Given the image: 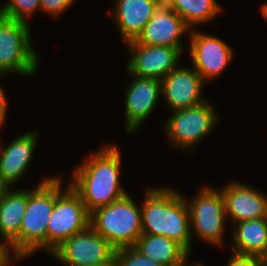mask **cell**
Masks as SVG:
<instances>
[{
  "label": "cell",
  "mask_w": 267,
  "mask_h": 266,
  "mask_svg": "<svg viewBox=\"0 0 267 266\" xmlns=\"http://www.w3.org/2000/svg\"><path fill=\"white\" fill-rule=\"evenodd\" d=\"M120 165V152L115 146H109L75 168L70 187L80 196L89 213L127 195L119 184Z\"/></svg>",
  "instance_id": "obj_1"
},
{
  "label": "cell",
  "mask_w": 267,
  "mask_h": 266,
  "mask_svg": "<svg viewBox=\"0 0 267 266\" xmlns=\"http://www.w3.org/2000/svg\"><path fill=\"white\" fill-rule=\"evenodd\" d=\"M141 214L142 234L163 235L190 251V212L181 194L164 187L147 189Z\"/></svg>",
  "instance_id": "obj_2"
},
{
  "label": "cell",
  "mask_w": 267,
  "mask_h": 266,
  "mask_svg": "<svg viewBox=\"0 0 267 266\" xmlns=\"http://www.w3.org/2000/svg\"><path fill=\"white\" fill-rule=\"evenodd\" d=\"M60 177L43 178L33 191L27 190V208L19 237L9 246L16 260L38 249L47 250V228L55 199L62 193Z\"/></svg>",
  "instance_id": "obj_3"
},
{
  "label": "cell",
  "mask_w": 267,
  "mask_h": 266,
  "mask_svg": "<svg viewBox=\"0 0 267 266\" xmlns=\"http://www.w3.org/2000/svg\"><path fill=\"white\" fill-rule=\"evenodd\" d=\"M130 196L90 213V226L116 250L134 246L142 235L141 209Z\"/></svg>",
  "instance_id": "obj_4"
},
{
  "label": "cell",
  "mask_w": 267,
  "mask_h": 266,
  "mask_svg": "<svg viewBox=\"0 0 267 266\" xmlns=\"http://www.w3.org/2000/svg\"><path fill=\"white\" fill-rule=\"evenodd\" d=\"M29 25L0 15V72L32 76L38 54L32 49Z\"/></svg>",
  "instance_id": "obj_5"
},
{
  "label": "cell",
  "mask_w": 267,
  "mask_h": 266,
  "mask_svg": "<svg viewBox=\"0 0 267 266\" xmlns=\"http://www.w3.org/2000/svg\"><path fill=\"white\" fill-rule=\"evenodd\" d=\"M54 202L47 228V252L50 254L65 240L90 226V213L80 196L70 187Z\"/></svg>",
  "instance_id": "obj_6"
},
{
  "label": "cell",
  "mask_w": 267,
  "mask_h": 266,
  "mask_svg": "<svg viewBox=\"0 0 267 266\" xmlns=\"http://www.w3.org/2000/svg\"><path fill=\"white\" fill-rule=\"evenodd\" d=\"M187 202L190 212L191 239L194 231L202 240L221 245L226 213L222 194L211 187H203ZM193 233V234H192Z\"/></svg>",
  "instance_id": "obj_7"
},
{
  "label": "cell",
  "mask_w": 267,
  "mask_h": 266,
  "mask_svg": "<svg viewBox=\"0 0 267 266\" xmlns=\"http://www.w3.org/2000/svg\"><path fill=\"white\" fill-rule=\"evenodd\" d=\"M115 249L91 226L65 240L53 252L67 266H100L114 258Z\"/></svg>",
  "instance_id": "obj_8"
},
{
  "label": "cell",
  "mask_w": 267,
  "mask_h": 266,
  "mask_svg": "<svg viewBox=\"0 0 267 266\" xmlns=\"http://www.w3.org/2000/svg\"><path fill=\"white\" fill-rule=\"evenodd\" d=\"M175 113L168 119L166 125L169 142L181 148L191 147L202 140L218 122L212 105L204 101L203 103L175 110Z\"/></svg>",
  "instance_id": "obj_9"
},
{
  "label": "cell",
  "mask_w": 267,
  "mask_h": 266,
  "mask_svg": "<svg viewBox=\"0 0 267 266\" xmlns=\"http://www.w3.org/2000/svg\"><path fill=\"white\" fill-rule=\"evenodd\" d=\"M132 56L127 61V70L131 75L162 80L175 69L181 53L170 46H154L137 43L135 40L127 43Z\"/></svg>",
  "instance_id": "obj_10"
},
{
  "label": "cell",
  "mask_w": 267,
  "mask_h": 266,
  "mask_svg": "<svg viewBox=\"0 0 267 266\" xmlns=\"http://www.w3.org/2000/svg\"><path fill=\"white\" fill-rule=\"evenodd\" d=\"M190 55L194 69L206 82L223 72L232 59V50L218 37L192 31Z\"/></svg>",
  "instance_id": "obj_11"
},
{
  "label": "cell",
  "mask_w": 267,
  "mask_h": 266,
  "mask_svg": "<svg viewBox=\"0 0 267 266\" xmlns=\"http://www.w3.org/2000/svg\"><path fill=\"white\" fill-rule=\"evenodd\" d=\"M187 31L189 27L184 20L162 1L135 41L144 45L170 46L181 52L183 47L179 39Z\"/></svg>",
  "instance_id": "obj_12"
},
{
  "label": "cell",
  "mask_w": 267,
  "mask_h": 266,
  "mask_svg": "<svg viewBox=\"0 0 267 266\" xmlns=\"http://www.w3.org/2000/svg\"><path fill=\"white\" fill-rule=\"evenodd\" d=\"M203 82L194 68L176 67L161 80V93L172 111L193 107L204 102Z\"/></svg>",
  "instance_id": "obj_13"
},
{
  "label": "cell",
  "mask_w": 267,
  "mask_h": 266,
  "mask_svg": "<svg viewBox=\"0 0 267 266\" xmlns=\"http://www.w3.org/2000/svg\"><path fill=\"white\" fill-rule=\"evenodd\" d=\"M133 76L125 94L126 131L132 133L151 114L161 95V80Z\"/></svg>",
  "instance_id": "obj_14"
},
{
  "label": "cell",
  "mask_w": 267,
  "mask_h": 266,
  "mask_svg": "<svg viewBox=\"0 0 267 266\" xmlns=\"http://www.w3.org/2000/svg\"><path fill=\"white\" fill-rule=\"evenodd\" d=\"M222 188L226 218L234 223L267 217V196L239 182Z\"/></svg>",
  "instance_id": "obj_15"
},
{
  "label": "cell",
  "mask_w": 267,
  "mask_h": 266,
  "mask_svg": "<svg viewBox=\"0 0 267 266\" xmlns=\"http://www.w3.org/2000/svg\"><path fill=\"white\" fill-rule=\"evenodd\" d=\"M163 0H117L115 22L126 43L134 41L141 34L155 9Z\"/></svg>",
  "instance_id": "obj_16"
},
{
  "label": "cell",
  "mask_w": 267,
  "mask_h": 266,
  "mask_svg": "<svg viewBox=\"0 0 267 266\" xmlns=\"http://www.w3.org/2000/svg\"><path fill=\"white\" fill-rule=\"evenodd\" d=\"M36 142L37 132H29L13 140L3 150L0 146V178L9 188L25 173Z\"/></svg>",
  "instance_id": "obj_17"
},
{
  "label": "cell",
  "mask_w": 267,
  "mask_h": 266,
  "mask_svg": "<svg viewBox=\"0 0 267 266\" xmlns=\"http://www.w3.org/2000/svg\"><path fill=\"white\" fill-rule=\"evenodd\" d=\"M133 247L164 266H183L189 254L181 244L163 235L142 234Z\"/></svg>",
  "instance_id": "obj_18"
},
{
  "label": "cell",
  "mask_w": 267,
  "mask_h": 266,
  "mask_svg": "<svg viewBox=\"0 0 267 266\" xmlns=\"http://www.w3.org/2000/svg\"><path fill=\"white\" fill-rule=\"evenodd\" d=\"M232 253L267 260V217L236 223Z\"/></svg>",
  "instance_id": "obj_19"
},
{
  "label": "cell",
  "mask_w": 267,
  "mask_h": 266,
  "mask_svg": "<svg viewBox=\"0 0 267 266\" xmlns=\"http://www.w3.org/2000/svg\"><path fill=\"white\" fill-rule=\"evenodd\" d=\"M8 188L0 200V236L10 246L18 237L27 208V190Z\"/></svg>",
  "instance_id": "obj_20"
},
{
  "label": "cell",
  "mask_w": 267,
  "mask_h": 266,
  "mask_svg": "<svg viewBox=\"0 0 267 266\" xmlns=\"http://www.w3.org/2000/svg\"><path fill=\"white\" fill-rule=\"evenodd\" d=\"M190 28L214 18L221 7L215 0H163Z\"/></svg>",
  "instance_id": "obj_21"
},
{
  "label": "cell",
  "mask_w": 267,
  "mask_h": 266,
  "mask_svg": "<svg viewBox=\"0 0 267 266\" xmlns=\"http://www.w3.org/2000/svg\"><path fill=\"white\" fill-rule=\"evenodd\" d=\"M38 9H41L40 0H10L1 7L0 15L10 20L27 23L26 18Z\"/></svg>",
  "instance_id": "obj_22"
},
{
  "label": "cell",
  "mask_w": 267,
  "mask_h": 266,
  "mask_svg": "<svg viewBox=\"0 0 267 266\" xmlns=\"http://www.w3.org/2000/svg\"><path fill=\"white\" fill-rule=\"evenodd\" d=\"M114 261L117 266H164L142 255L133 246L116 249Z\"/></svg>",
  "instance_id": "obj_23"
},
{
  "label": "cell",
  "mask_w": 267,
  "mask_h": 266,
  "mask_svg": "<svg viewBox=\"0 0 267 266\" xmlns=\"http://www.w3.org/2000/svg\"><path fill=\"white\" fill-rule=\"evenodd\" d=\"M227 266H266L267 260L258 256L238 255L232 253Z\"/></svg>",
  "instance_id": "obj_24"
},
{
  "label": "cell",
  "mask_w": 267,
  "mask_h": 266,
  "mask_svg": "<svg viewBox=\"0 0 267 266\" xmlns=\"http://www.w3.org/2000/svg\"><path fill=\"white\" fill-rule=\"evenodd\" d=\"M74 0H40L41 9L52 15H59L72 5Z\"/></svg>",
  "instance_id": "obj_25"
},
{
  "label": "cell",
  "mask_w": 267,
  "mask_h": 266,
  "mask_svg": "<svg viewBox=\"0 0 267 266\" xmlns=\"http://www.w3.org/2000/svg\"><path fill=\"white\" fill-rule=\"evenodd\" d=\"M0 242V266H9L10 263V251L9 246L3 241Z\"/></svg>",
  "instance_id": "obj_26"
},
{
  "label": "cell",
  "mask_w": 267,
  "mask_h": 266,
  "mask_svg": "<svg viewBox=\"0 0 267 266\" xmlns=\"http://www.w3.org/2000/svg\"><path fill=\"white\" fill-rule=\"evenodd\" d=\"M5 73L0 72V75H4ZM7 108V99L5 98V94L3 92V88L0 86V127L2 126Z\"/></svg>",
  "instance_id": "obj_27"
},
{
  "label": "cell",
  "mask_w": 267,
  "mask_h": 266,
  "mask_svg": "<svg viewBox=\"0 0 267 266\" xmlns=\"http://www.w3.org/2000/svg\"><path fill=\"white\" fill-rule=\"evenodd\" d=\"M9 187L2 181V179L0 178V200L2 199L5 191L8 189Z\"/></svg>",
  "instance_id": "obj_28"
},
{
  "label": "cell",
  "mask_w": 267,
  "mask_h": 266,
  "mask_svg": "<svg viewBox=\"0 0 267 266\" xmlns=\"http://www.w3.org/2000/svg\"><path fill=\"white\" fill-rule=\"evenodd\" d=\"M261 12L263 16L266 17V20H267V3L261 6Z\"/></svg>",
  "instance_id": "obj_29"
},
{
  "label": "cell",
  "mask_w": 267,
  "mask_h": 266,
  "mask_svg": "<svg viewBox=\"0 0 267 266\" xmlns=\"http://www.w3.org/2000/svg\"><path fill=\"white\" fill-rule=\"evenodd\" d=\"M100 266H117V265H116V262L114 261V258H113L109 263H106V264L100 265Z\"/></svg>",
  "instance_id": "obj_30"
},
{
  "label": "cell",
  "mask_w": 267,
  "mask_h": 266,
  "mask_svg": "<svg viewBox=\"0 0 267 266\" xmlns=\"http://www.w3.org/2000/svg\"><path fill=\"white\" fill-rule=\"evenodd\" d=\"M183 266H187V265L185 264V265H183ZM192 266H203V265L200 264V263H198V264H196V265H192Z\"/></svg>",
  "instance_id": "obj_31"
}]
</instances>
